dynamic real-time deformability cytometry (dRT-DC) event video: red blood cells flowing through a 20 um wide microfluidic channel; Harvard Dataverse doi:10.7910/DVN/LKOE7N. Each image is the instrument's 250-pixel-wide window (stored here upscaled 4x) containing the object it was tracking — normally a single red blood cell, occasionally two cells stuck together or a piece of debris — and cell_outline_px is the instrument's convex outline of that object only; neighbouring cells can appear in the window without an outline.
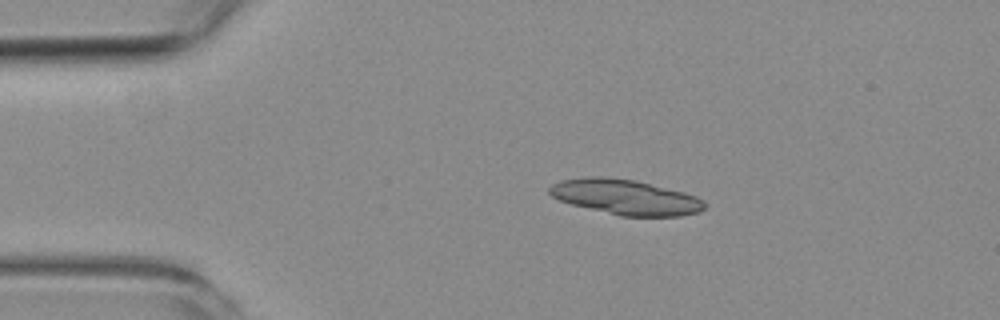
{"species": "common noctule bat (a hibernating species)", "species_latin": "Nyctalus noctula", "temperature_condition": "room temperature", "stored_images_in_passage": 5, "segment_of_instrument_passage": [1, 2], "camera_frame_rate_fps": 3000, "um_per_image_px": 0.085, "animal": {"sex": "female", "body_mass_g": 19.3, "forearm_length_mm": 54.1}, "frame": {"image": 1, "passage_image": 2, "time_ms": 1.333, "image_size_px": [1000, 320], "cell_outline_px": [[708, 204], [700, 212], [680, 216], [620, 216], [572, 204], [560, 200], [552, 196], [548, 192], [548, 188], [552, 184], [560, 180], [592, 176], [604, 176], [636, 180], [684, 192], [696, 196], [704, 200]], "centroid_in_image_um": [53.19, 16.75], "position_along_channel_um": 31.8, "area_um2": 31.91}}